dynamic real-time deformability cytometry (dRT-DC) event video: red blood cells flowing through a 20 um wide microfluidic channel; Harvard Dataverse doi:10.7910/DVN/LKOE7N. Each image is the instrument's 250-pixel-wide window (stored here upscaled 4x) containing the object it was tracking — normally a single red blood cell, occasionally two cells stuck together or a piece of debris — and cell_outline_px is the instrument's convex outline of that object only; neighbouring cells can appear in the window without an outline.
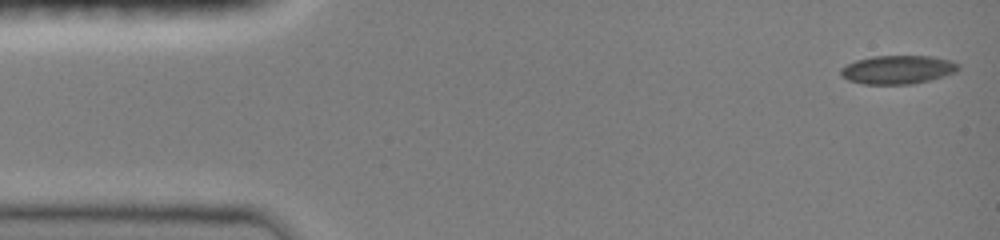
{"species": "common noctule bat (a hibernating species)", "species_latin": "Nyctalus noctula", "temperature_condition": "room temperature", "stored_images_in_passage": 12, "camera_frame_rate_fps": 3000, "um_per_image_px": 0.085, "animal": {"sex": "female", "body_mass_g": 19.0, "forearm_length_mm": 51.5}, "frame": {"image": 1, "passage_image": 1, "time_ms": 0.0, "image_size_px": [1000, 240], "cell_outline_px": [[960, 68], [944, 76], [912, 84], [864, 84], [848, 80], [840, 76], [840, 68], [856, 60], [872, 56], [932, 56], [948, 60], [960, 64]], "centroid_in_image_um": [76.26, 5.92], "position_along_channel_um": 8.7, "area_um2": 19.48}}